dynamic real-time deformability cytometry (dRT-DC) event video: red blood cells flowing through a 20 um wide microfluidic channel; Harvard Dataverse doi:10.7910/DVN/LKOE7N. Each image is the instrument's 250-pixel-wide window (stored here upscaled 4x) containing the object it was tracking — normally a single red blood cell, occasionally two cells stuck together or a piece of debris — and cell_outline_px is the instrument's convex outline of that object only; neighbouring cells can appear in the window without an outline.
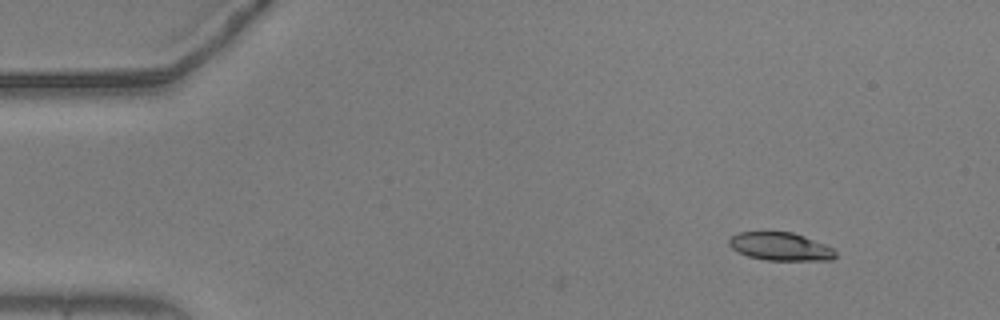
{"species": "common noctule bat (a hibernating species)", "species_latin": "Nyctalus noctula", "temperature_condition": "warm", "stored_images_in_passage": 4, "camera_frame_rate_fps": 3000, "um_per_image_px": 0.085, "animal": {"sex": "male", "body_mass_g": 20.5, "forearm_length_mm": 52.5}, "frame": {"image": 1, "passage_image": 4, "time_ms": 1.0, "image_size_px": [1000, 320], "cell_outline_px": [[836, 256], [832, 260], [764, 260], [748, 256], [736, 252], [728, 244], [728, 240], [732, 236], [740, 232], [792, 232], [804, 236], [824, 244], [832, 248], [836, 252]], "centroid_in_image_um": [66.31, 20.96], "position_along_channel_um": 18.7, "area_um2": 17.4}}